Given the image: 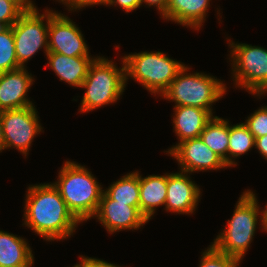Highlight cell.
Returning a JSON list of instances; mask_svg holds the SVG:
<instances>
[{
  "label": "cell",
  "mask_w": 267,
  "mask_h": 267,
  "mask_svg": "<svg viewBox=\"0 0 267 267\" xmlns=\"http://www.w3.org/2000/svg\"><path fill=\"white\" fill-rule=\"evenodd\" d=\"M119 5L127 13L139 8L141 0H108L106 5Z\"/></svg>",
  "instance_id": "obj_28"
},
{
  "label": "cell",
  "mask_w": 267,
  "mask_h": 267,
  "mask_svg": "<svg viewBox=\"0 0 267 267\" xmlns=\"http://www.w3.org/2000/svg\"><path fill=\"white\" fill-rule=\"evenodd\" d=\"M210 0H168L166 20L198 30L205 21Z\"/></svg>",
  "instance_id": "obj_17"
},
{
  "label": "cell",
  "mask_w": 267,
  "mask_h": 267,
  "mask_svg": "<svg viewBox=\"0 0 267 267\" xmlns=\"http://www.w3.org/2000/svg\"><path fill=\"white\" fill-rule=\"evenodd\" d=\"M122 62L123 67L118 69L111 60L94 59L81 85L86 89L81 100V112H90L118 100L126 85L124 60Z\"/></svg>",
  "instance_id": "obj_4"
},
{
  "label": "cell",
  "mask_w": 267,
  "mask_h": 267,
  "mask_svg": "<svg viewBox=\"0 0 267 267\" xmlns=\"http://www.w3.org/2000/svg\"><path fill=\"white\" fill-rule=\"evenodd\" d=\"M94 217H98L101 224L111 234L122 229L137 230L148 222L140 212V207L112 200L104 191Z\"/></svg>",
  "instance_id": "obj_12"
},
{
  "label": "cell",
  "mask_w": 267,
  "mask_h": 267,
  "mask_svg": "<svg viewBox=\"0 0 267 267\" xmlns=\"http://www.w3.org/2000/svg\"><path fill=\"white\" fill-rule=\"evenodd\" d=\"M254 139L267 135V106L259 108L245 122Z\"/></svg>",
  "instance_id": "obj_25"
},
{
  "label": "cell",
  "mask_w": 267,
  "mask_h": 267,
  "mask_svg": "<svg viewBox=\"0 0 267 267\" xmlns=\"http://www.w3.org/2000/svg\"><path fill=\"white\" fill-rule=\"evenodd\" d=\"M166 152L174 156L181 166V171L187 174L228 167L224 160L208 148L200 137L183 140Z\"/></svg>",
  "instance_id": "obj_11"
},
{
  "label": "cell",
  "mask_w": 267,
  "mask_h": 267,
  "mask_svg": "<svg viewBox=\"0 0 267 267\" xmlns=\"http://www.w3.org/2000/svg\"><path fill=\"white\" fill-rule=\"evenodd\" d=\"M28 245L22 237L0 231V267H31L34 256Z\"/></svg>",
  "instance_id": "obj_18"
},
{
  "label": "cell",
  "mask_w": 267,
  "mask_h": 267,
  "mask_svg": "<svg viewBox=\"0 0 267 267\" xmlns=\"http://www.w3.org/2000/svg\"><path fill=\"white\" fill-rule=\"evenodd\" d=\"M167 182L168 174L163 176L149 175L144 178L139 175L140 212L147 220L154 215L155 207L165 205Z\"/></svg>",
  "instance_id": "obj_19"
},
{
  "label": "cell",
  "mask_w": 267,
  "mask_h": 267,
  "mask_svg": "<svg viewBox=\"0 0 267 267\" xmlns=\"http://www.w3.org/2000/svg\"><path fill=\"white\" fill-rule=\"evenodd\" d=\"M143 2L149 6H156L161 15L163 16L162 18L166 19L168 0H141V4H143Z\"/></svg>",
  "instance_id": "obj_30"
},
{
  "label": "cell",
  "mask_w": 267,
  "mask_h": 267,
  "mask_svg": "<svg viewBox=\"0 0 267 267\" xmlns=\"http://www.w3.org/2000/svg\"><path fill=\"white\" fill-rule=\"evenodd\" d=\"M53 185L80 223L95 215L104 190L87 168L66 161Z\"/></svg>",
  "instance_id": "obj_2"
},
{
  "label": "cell",
  "mask_w": 267,
  "mask_h": 267,
  "mask_svg": "<svg viewBox=\"0 0 267 267\" xmlns=\"http://www.w3.org/2000/svg\"><path fill=\"white\" fill-rule=\"evenodd\" d=\"M25 200L24 224L48 241L66 239L80 223L53 183L30 186Z\"/></svg>",
  "instance_id": "obj_1"
},
{
  "label": "cell",
  "mask_w": 267,
  "mask_h": 267,
  "mask_svg": "<svg viewBox=\"0 0 267 267\" xmlns=\"http://www.w3.org/2000/svg\"><path fill=\"white\" fill-rule=\"evenodd\" d=\"M33 81L25 67L0 73V111L32 106L26 93Z\"/></svg>",
  "instance_id": "obj_14"
},
{
  "label": "cell",
  "mask_w": 267,
  "mask_h": 267,
  "mask_svg": "<svg viewBox=\"0 0 267 267\" xmlns=\"http://www.w3.org/2000/svg\"><path fill=\"white\" fill-rule=\"evenodd\" d=\"M8 28V26L3 23V22H0V33L3 32L4 30H6Z\"/></svg>",
  "instance_id": "obj_35"
},
{
  "label": "cell",
  "mask_w": 267,
  "mask_h": 267,
  "mask_svg": "<svg viewBox=\"0 0 267 267\" xmlns=\"http://www.w3.org/2000/svg\"><path fill=\"white\" fill-rule=\"evenodd\" d=\"M46 19V24L43 22ZM49 9L39 14L38 9L23 13L12 25L15 42V53L18 64L25 67L28 61L40 48L48 53Z\"/></svg>",
  "instance_id": "obj_8"
},
{
  "label": "cell",
  "mask_w": 267,
  "mask_h": 267,
  "mask_svg": "<svg viewBox=\"0 0 267 267\" xmlns=\"http://www.w3.org/2000/svg\"><path fill=\"white\" fill-rule=\"evenodd\" d=\"M241 260L220 252L213 245L202 254L199 267H237Z\"/></svg>",
  "instance_id": "obj_24"
},
{
  "label": "cell",
  "mask_w": 267,
  "mask_h": 267,
  "mask_svg": "<svg viewBox=\"0 0 267 267\" xmlns=\"http://www.w3.org/2000/svg\"><path fill=\"white\" fill-rule=\"evenodd\" d=\"M46 55L49 60L48 65L61 81L80 88L95 59L90 56L70 57L56 52H48Z\"/></svg>",
  "instance_id": "obj_15"
},
{
  "label": "cell",
  "mask_w": 267,
  "mask_h": 267,
  "mask_svg": "<svg viewBox=\"0 0 267 267\" xmlns=\"http://www.w3.org/2000/svg\"><path fill=\"white\" fill-rule=\"evenodd\" d=\"M200 194L199 186L190 180L186 172L169 173L165 210L178 214H191L197 207Z\"/></svg>",
  "instance_id": "obj_13"
},
{
  "label": "cell",
  "mask_w": 267,
  "mask_h": 267,
  "mask_svg": "<svg viewBox=\"0 0 267 267\" xmlns=\"http://www.w3.org/2000/svg\"><path fill=\"white\" fill-rule=\"evenodd\" d=\"M73 267H83V266L79 263V264L74 265Z\"/></svg>",
  "instance_id": "obj_36"
},
{
  "label": "cell",
  "mask_w": 267,
  "mask_h": 267,
  "mask_svg": "<svg viewBox=\"0 0 267 267\" xmlns=\"http://www.w3.org/2000/svg\"><path fill=\"white\" fill-rule=\"evenodd\" d=\"M122 59L125 65L126 82L127 77L130 76L155 95L158 93L162 95L185 66L160 51L129 54Z\"/></svg>",
  "instance_id": "obj_6"
},
{
  "label": "cell",
  "mask_w": 267,
  "mask_h": 267,
  "mask_svg": "<svg viewBox=\"0 0 267 267\" xmlns=\"http://www.w3.org/2000/svg\"><path fill=\"white\" fill-rule=\"evenodd\" d=\"M4 150V135L2 127V111H0V152Z\"/></svg>",
  "instance_id": "obj_34"
},
{
  "label": "cell",
  "mask_w": 267,
  "mask_h": 267,
  "mask_svg": "<svg viewBox=\"0 0 267 267\" xmlns=\"http://www.w3.org/2000/svg\"><path fill=\"white\" fill-rule=\"evenodd\" d=\"M35 106L2 111L4 149L15 147L27 155L34 136L41 132Z\"/></svg>",
  "instance_id": "obj_9"
},
{
  "label": "cell",
  "mask_w": 267,
  "mask_h": 267,
  "mask_svg": "<svg viewBox=\"0 0 267 267\" xmlns=\"http://www.w3.org/2000/svg\"><path fill=\"white\" fill-rule=\"evenodd\" d=\"M259 210L255 193L251 190L243 192L231 220L212 245L220 252L242 260L255 234Z\"/></svg>",
  "instance_id": "obj_3"
},
{
  "label": "cell",
  "mask_w": 267,
  "mask_h": 267,
  "mask_svg": "<svg viewBox=\"0 0 267 267\" xmlns=\"http://www.w3.org/2000/svg\"><path fill=\"white\" fill-rule=\"evenodd\" d=\"M235 84L249 92L262 95L267 89V50L248 44L230 41Z\"/></svg>",
  "instance_id": "obj_7"
},
{
  "label": "cell",
  "mask_w": 267,
  "mask_h": 267,
  "mask_svg": "<svg viewBox=\"0 0 267 267\" xmlns=\"http://www.w3.org/2000/svg\"><path fill=\"white\" fill-rule=\"evenodd\" d=\"M14 3L23 13L37 10L31 0H8Z\"/></svg>",
  "instance_id": "obj_31"
},
{
  "label": "cell",
  "mask_w": 267,
  "mask_h": 267,
  "mask_svg": "<svg viewBox=\"0 0 267 267\" xmlns=\"http://www.w3.org/2000/svg\"><path fill=\"white\" fill-rule=\"evenodd\" d=\"M81 262L80 264L83 267H119L115 264L108 263L106 261L96 259V258H89V257H83L80 256Z\"/></svg>",
  "instance_id": "obj_29"
},
{
  "label": "cell",
  "mask_w": 267,
  "mask_h": 267,
  "mask_svg": "<svg viewBox=\"0 0 267 267\" xmlns=\"http://www.w3.org/2000/svg\"><path fill=\"white\" fill-rule=\"evenodd\" d=\"M48 52L70 57L89 56L79 28L67 16L49 10Z\"/></svg>",
  "instance_id": "obj_10"
},
{
  "label": "cell",
  "mask_w": 267,
  "mask_h": 267,
  "mask_svg": "<svg viewBox=\"0 0 267 267\" xmlns=\"http://www.w3.org/2000/svg\"><path fill=\"white\" fill-rule=\"evenodd\" d=\"M253 146H255L254 136L245 123L229 125L228 167L237 164L232 161L234 157L246 153Z\"/></svg>",
  "instance_id": "obj_22"
},
{
  "label": "cell",
  "mask_w": 267,
  "mask_h": 267,
  "mask_svg": "<svg viewBox=\"0 0 267 267\" xmlns=\"http://www.w3.org/2000/svg\"><path fill=\"white\" fill-rule=\"evenodd\" d=\"M174 130L181 141L200 137L213 115L205 109L192 106H175Z\"/></svg>",
  "instance_id": "obj_16"
},
{
  "label": "cell",
  "mask_w": 267,
  "mask_h": 267,
  "mask_svg": "<svg viewBox=\"0 0 267 267\" xmlns=\"http://www.w3.org/2000/svg\"><path fill=\"white\" fill-rule=\"evenodd\" d=\"M261 225H262V229H264L265 231H267V205L265 207V209L263 211H261Z\"/></svg>",
  "instance_id": "obj_33"
},
{
  "label": "cell",
  "mask_w": 267,
  "mask_h": 267,
  "mask_svg": "<svg viewBox=\"0 0 267 267\" xmlns=\"http://www.w3.org/2000/svg\"><path fill=\"white\" fill-rule=\"evenodd\" d=\"M61 2H63V4L65 3L67 5V7L69 9H71V11L73 9H80L83 8L85 6H90V5H97V4H107L108 0H59Z\"/></svg>",
  "instance_id": "obj_27"
},
{
  "label": "cell",
  "mask_w": 267,
  "mask_h": 267,
  "mask_svg": "<svg viewBox=\"0 0 267 267\" xmlns=\"http://www.w3.org/2000/svg\"><path fill=\"white\" fill-rule=\"evenodd\" d=\"M22 14L23 12L14 3L8 0H0V22L10 27Z\"/></svg>",
  "instance_id": "obj_26"
},
{
  "label": "cell",
  "mask_w": 267,
  "mask_h": 267,
  "mask_svg": "<svg viewBox=\"0 0 267 267\" xmlns=\"http://www.w3.org/2000/svg\"><path fill=\"white\" fill-rule=\"evenodd\" d=\"M255 147L259 153L267 160V135L255 139Z\"/></svg>",
  "instance_id": "obj_32"
},
{
  "label": "cell",
  "mask_w": 267,
  "mask_h": 267,
  "mask_svg": "<svg viewBox=\"0 0 267 267\" xmlns=\"http://www.w3.org/2000/svg\"><path fill=\"white\" fill-rule=\"evenodd\" d=\"M21 68L15 53L12 26L0 33V73Z\"/></svg>",
  "instance_id": "obj_23"
},
{
  "label": "cell",
  "mask_w": 267,
  "mask_h": 267,
  "mask_svg": "<svg viewBox=\"0 0 267 267\" xmlns=\"http://www.w3.org/2000/svg\"><path fill=\"white\" fill-rule=\"evenodd\" d=\"M188 69L184 66L161 96L174 101L175 106L198 107L213 115L211 105L222 98L226 86L221 80L203 73L188 74Z\"/></svg>",
  "instance_id": "obj_5"
},
{
  "label": "cell",
  "mask_w": 267,
  "mask_h": 267,
  "mask_svg": "<svg viewBox=\"0 0 267 267\" xmlns=\"http://www.w3.org/2000/svg\"><path fill=\"white\" fill-rule=\"evenodd\" d=\"M200 138L204 144L221 157L228 166L229 123L213 116L206 124Z\"/></svg>",
  "instance_id": "obj_20"
},
{
  "label": "cell",
  "mask_w": 267,
  "mask_h": 267,
  "mask_svg": "<svg viewBox=\"0 0 267 267\" xmlns=\"http://www.w3.org/2000/svg\"><path fill=\"white\" fill-rule=\"evenodd\" d=\"M112 200L140 207L139 172L129 173L104 191Z\"/></svg>",
  "instance_id": "obj_21"
}]
</instances>
